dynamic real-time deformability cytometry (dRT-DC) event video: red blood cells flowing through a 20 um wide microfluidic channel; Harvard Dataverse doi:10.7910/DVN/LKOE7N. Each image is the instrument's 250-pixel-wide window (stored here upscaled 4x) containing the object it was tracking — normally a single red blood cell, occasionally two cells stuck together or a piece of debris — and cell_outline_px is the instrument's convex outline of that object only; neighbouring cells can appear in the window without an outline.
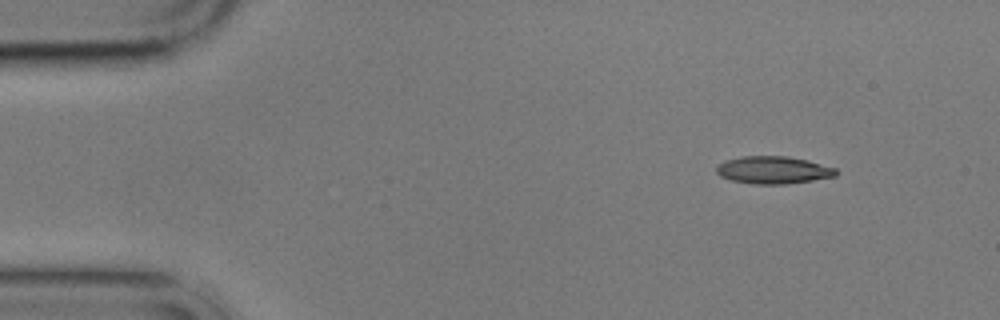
{"species": "common noctule bat (a hibernating species)", "species_latin": "Nyctalus noctula", "temperature_condition": "cold", "stored_images_in_passage": 6, "camera_frame_rate_fps": 3000, "um_per_image_px": 0.085, "animal": {"sex": "male", "body_mass_g": 17.9}, "frame": {"image": 1, "passage_image": 1, "time_ms": 0.0, "image_size_px": [1000, 320], "cell_outline_px": [[840, 172], [836, 176], [788, 184], [756, 184], [732, 180], [720, 176], [716, 172], [716, 164], [724, 160], [744, 156], [788, 156], [808, 160], [836, 168]], "centroid_in_image_um": [65.73, 14.44], "position_along_channel_um": 19.3, "area_um2": 19.31}}
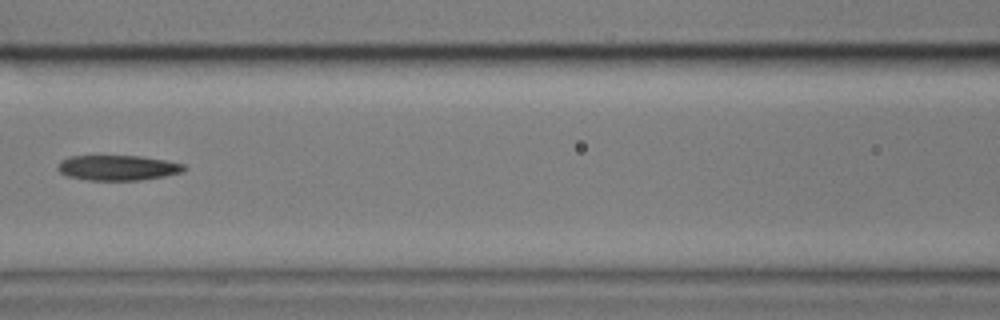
{"frame": {"image": 2, "passage_image": 6, "time_ms": 6.333, "image_size_px": [1000, 320], "cell_outline_px": [[188, 168], [180, 172], [164, 176], [140, 180], [88, 180], [68, 176], [60, 172], [56, 168], [60, 160], [68, 156], [140, 156], [164, 160], [184, 164]], "centroid_in_image_um": [9.98, 14.25], "position_along_channel_um": 156.6, "area_um2": 18.5}}